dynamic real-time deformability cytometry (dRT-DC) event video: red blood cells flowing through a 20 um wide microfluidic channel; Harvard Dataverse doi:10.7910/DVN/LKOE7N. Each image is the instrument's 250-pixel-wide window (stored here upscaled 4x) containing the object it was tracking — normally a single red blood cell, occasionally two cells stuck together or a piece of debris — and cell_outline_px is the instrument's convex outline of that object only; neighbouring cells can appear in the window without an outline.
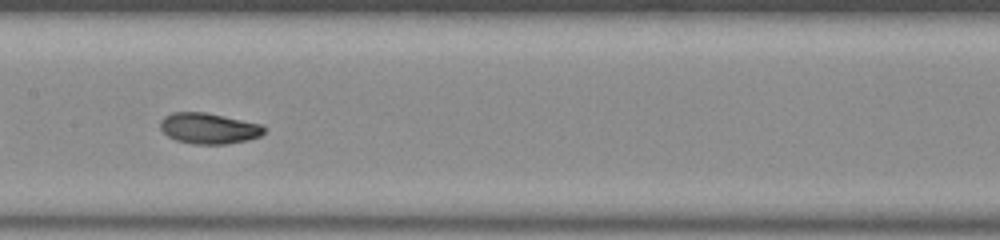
{"species": "common noctule bat (a hibernating species)", "species_latin": "Nyctalus noctula", "temperature_condition": "room temperature", "stored_images_in_passage": 47, "camera_frame_rate_fps": 3000, "um_per_image_px": 0.085, "animal": {"sex": "male", "body_mass_g": 20.0, "forearm_length_mm": 53.3}, "frame": {"image": 1, "passage_image": 27, "time_ms": 8.667, "image_size_px": [1000, 240], "cell_outline_px": [[264, 132], [260, 136], [248, 140], [224, 144], [196, 144], [176, 140], [168, 136], [160, 128], [160, 120], [164, 116], [172, 112], [204, 112], [260, 124], [264, 128]], "centroid_in_image_um": [17.71, 10.91], "position_along_channel_um": 189.7, "area_um2": 18.44}}
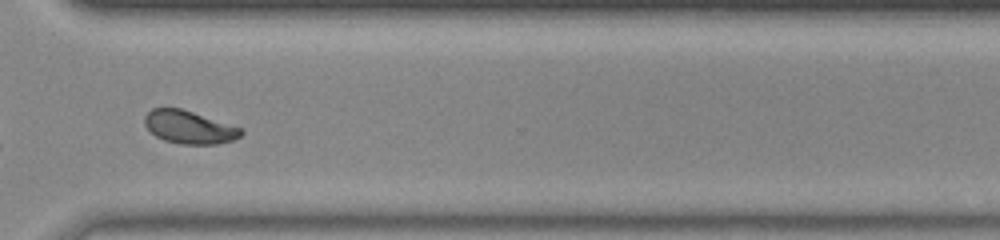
{"frame": {"image": 2, "passage_image": 40, "time_ms": 13.0, "image_size_px": [1000, 240], "cell_outline_px": [[244, 132], [236, 140], [216, 144], [180, 144], [164, 140], [156, 136], [144, 124], [144, 116], [152, 108], [180, 108], [244, 128]], "centroid_in_image_um": [16.12, 10.81], "position_along_channel_um": 354.5, "area_um2": 18.61}, "authors_computed_cell_mechanics": {"area_um2": 19.4786, "velocity_mm_per_s": 3.8076, "shape_relaxation_time_tau1_ms": 4.5681, "shape_relaxation_time_tau2_ms": 1.669, "deformation_change_tau1": 0.1421, "deformation_change_tau2": 0.0595}}